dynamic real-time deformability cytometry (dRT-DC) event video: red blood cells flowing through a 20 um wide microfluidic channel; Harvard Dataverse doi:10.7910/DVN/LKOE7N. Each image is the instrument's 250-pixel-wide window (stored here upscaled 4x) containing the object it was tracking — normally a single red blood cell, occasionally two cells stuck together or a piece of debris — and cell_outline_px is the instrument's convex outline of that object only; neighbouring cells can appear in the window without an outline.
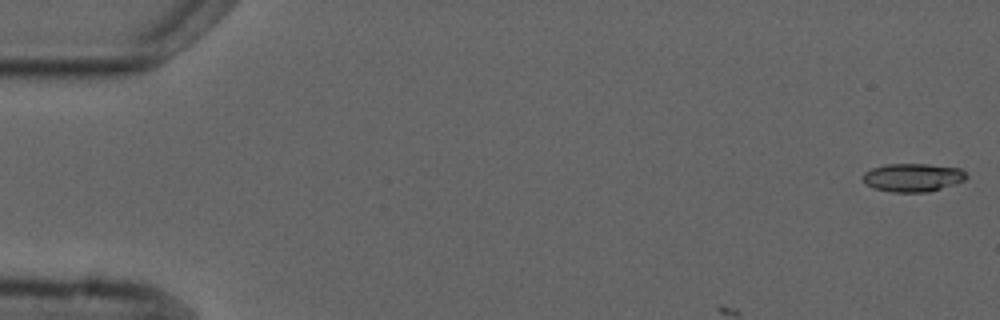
{"species": "common noctule bat (a hibernating species)", "species_latin": "Nyctalus noctula", "temperature_condition": "cold", "stored_images_in_passage": 4, "camera_frame_rate_fps": 3000, "um_per_image_px": 0.085, "animal": {"sex": "male", "forearm_length_mm": 52.5}, "frame": {"image": 1, "passage_image": 1, "time_ms": 0.0, "image_size_px": [1000, 320], "cell_outline_px": [[968, 176], [964, 180], [928, 192], [892, 192], [872, 188], [864, 184], [864, 172], [872, 168], [888, 164], [928, 164], [960, 168]], "centroid_in_image_um": [77.55, 15.09], "position_along_channel_um": 7.4, "area_um2": 16.94}}